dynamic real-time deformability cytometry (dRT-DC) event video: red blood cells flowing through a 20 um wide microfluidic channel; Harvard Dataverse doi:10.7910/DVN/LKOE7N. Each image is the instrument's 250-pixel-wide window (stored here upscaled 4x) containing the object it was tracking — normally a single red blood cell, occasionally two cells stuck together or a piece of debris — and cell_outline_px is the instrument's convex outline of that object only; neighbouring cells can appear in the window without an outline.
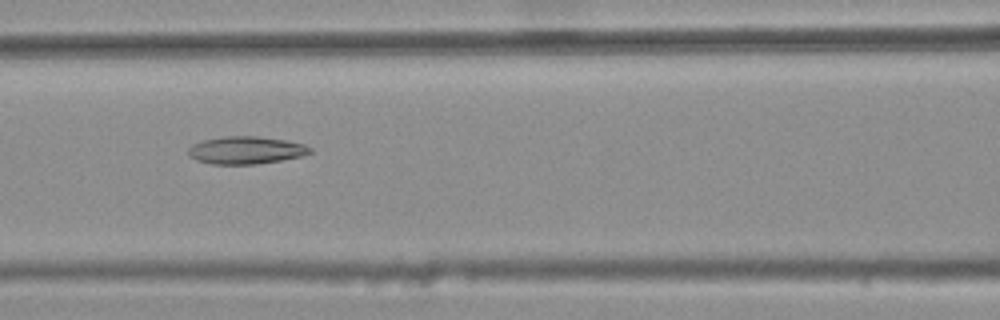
{"species": "common noctule bat (a hibernating species)", "species_latin": "Nyctalus noctula", "temperature_condition": "warm", "stored_images_in_passage": 33, "camera_frame_rate_fps": 3000, "um_per_image_px": 0.085, "animal": {"sex": "female", "body_mass_g": 25.1}, "frame": {"image": 1, "passage_image": 8, "time_ms": 2.333, "image_size_px": [1000, 320], "cell_outline_px": [[312, 152], [300, 156], [280, 160], [256, 164], [212, 164], [196, 160], [188, 156], [188, 148], [192, 144], [204, 140], [224, 136], [256, 136], [284, 140], [304, 144], [312, 148]], "centroid_in_image_um": [20.87, 12.76], "position_along_channel_um": 145.7, "area_um2": 19.48}}
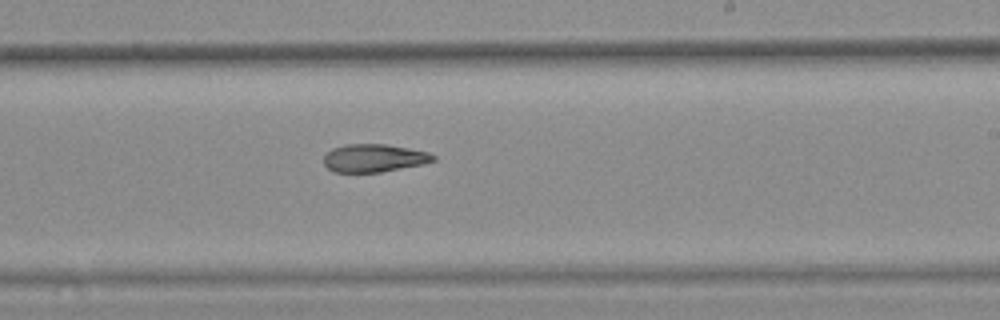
{"frame": {"image": 2, "passage_image": 17, "time_ms": 5.333, "image_size_px": [1000, 320], "cell_outline_px": [[436, 160], [424, 164], [380, 172], [332, 172], [324, 164], [324, 156], [332, 148], [344, 144], [388, 144], [428, 152], [436, 156]], "centroid_in_image_um": [31.79, 13.43], "position_along_channel_um": 257.2, "area_um2": 17.92}}
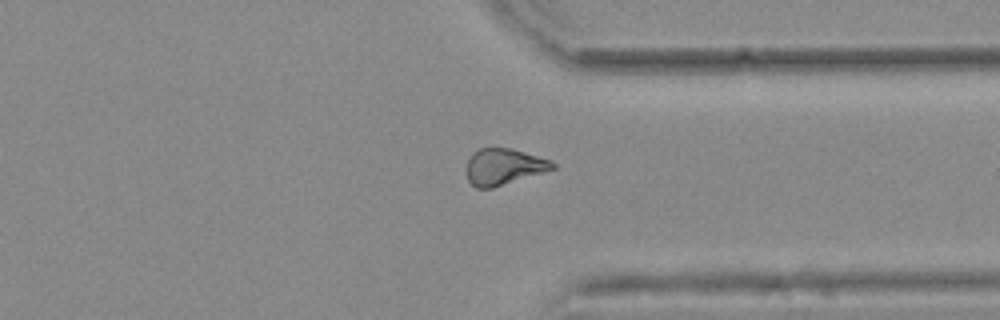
{"frame": {"image": 3, "passage_image": 26, "time_ms": 8.333, "image_size_px": [1000, 320], "cell_outline_px": [[556, 168], [544, 172], [492, 188], [476, 188], [468, 180], [464, 168], [468, 156], [472, 152], [480, 148], [512, 148], [552, 160], [556, 164]], "centroid_in_image_um": [42.78, 14.16], "position_along_channel_um": 368.6, "area_um2": 18.55}}